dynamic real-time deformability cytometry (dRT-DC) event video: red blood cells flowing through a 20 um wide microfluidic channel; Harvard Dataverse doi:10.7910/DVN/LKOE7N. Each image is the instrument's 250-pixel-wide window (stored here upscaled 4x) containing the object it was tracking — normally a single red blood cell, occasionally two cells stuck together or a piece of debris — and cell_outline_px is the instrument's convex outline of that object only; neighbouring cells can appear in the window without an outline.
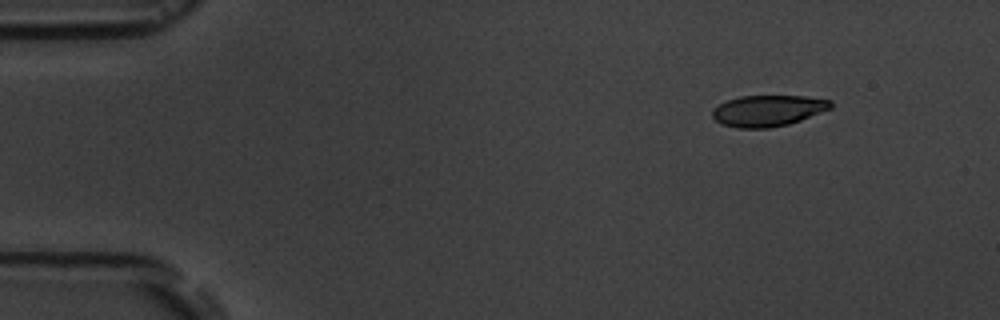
{"species": "common noctule bat (a hibernating species)", "species_latin": "Nyctalus noctula", "temperature_condition": "room temperature", "stored_images_in_passage": 6, "segment_of_instrument_passage": [1, 2], "camera_frame_rate_fps": 3000, "um_per_image_px": 0.085, "animal": {"sex": "male", "body_mass_g": 19.5, "forearm_length_mm": 54.6}, "frame": {"image": 1, "passage_image": 2, "time_ms": 1.333, "image_size_px": [1000, 320], "cell_outline_px": [[832, 108], [800, 120], [788, 124], [768, 128], [736, 128], [720, 124], [712, 116], [712, 112], [720, 104], [728, 100], [740, 96], [804, 96], [832, 100]], "centroid_in_image_um": [65.28, 9.41], "position_along_channel_um": 19.7, "area_um2": 21.39}}
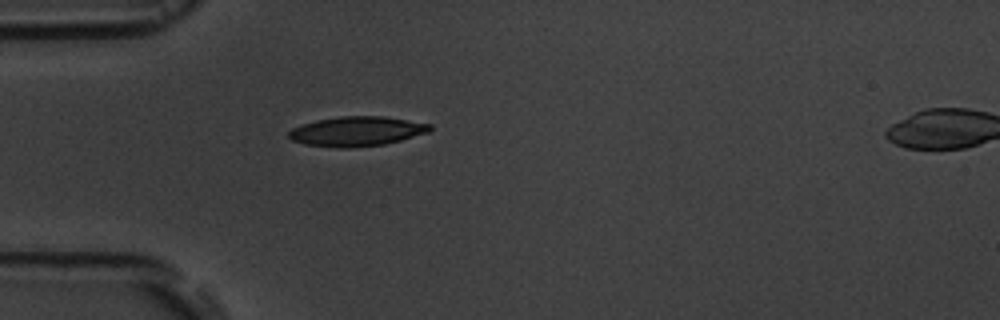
{"frame": {"image": 2, "passage_image": 5, "time_ms": 4.667, "image_size_px": [1000, 320], "cell_outline_px": [[432, 128], [428, 132], [400, 140], [384, 144], [348, 148], [336, 148], [304, 144], [292, 140], [288, 136], [288, 132], [292, 128], [300, 124], [316, 120], [340, 116], [384, 116], [432, 124]], "centroid_in_image_um": [30.29, 11.16], "position_along_channel_um": 54.7, "area_um2": 24.45}}